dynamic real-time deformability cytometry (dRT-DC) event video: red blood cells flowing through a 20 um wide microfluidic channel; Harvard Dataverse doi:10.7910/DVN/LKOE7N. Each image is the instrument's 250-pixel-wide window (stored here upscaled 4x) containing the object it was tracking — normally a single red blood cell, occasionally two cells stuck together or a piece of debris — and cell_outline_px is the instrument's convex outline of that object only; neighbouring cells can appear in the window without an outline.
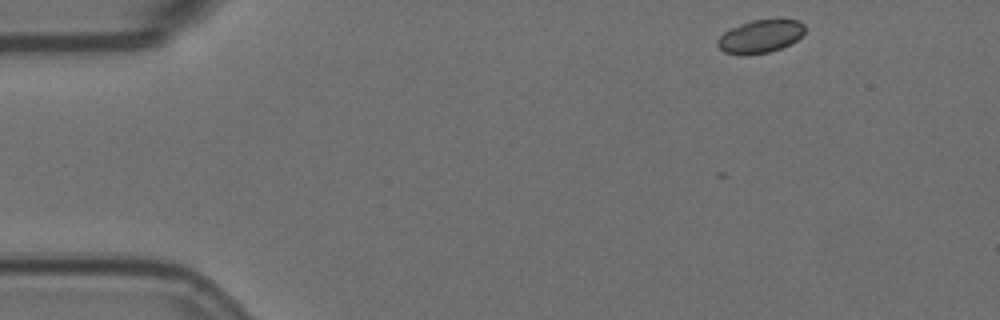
{"species": "Egyptian fruit bat (a non-hibernating species)", "species_latin": "Rousettus aegyptiacus", "temperature_condition": "room temperature", "stored_images_in_passage": 3, "camera_frame_rate_fps": 3000, "um_per_image_px": 0.085, "animal": {"sex": "female"}, "frame": {"image": 1, "passage_image": 1, "time_ms": 0.0, "image_size_px": [1000, 320], "cell_outline_px": [[804, 32], [796, 40], [780, 48], [768, 52], [724, 52], [716, 44], [716, 40], [724, 32], [740, 24], [752, 20], [800, 20], [804, 24]], "centroid_in_image_um": [64.64, 3.05], "position_along_channel_um": 20.4, "area_um2": 16.01}}